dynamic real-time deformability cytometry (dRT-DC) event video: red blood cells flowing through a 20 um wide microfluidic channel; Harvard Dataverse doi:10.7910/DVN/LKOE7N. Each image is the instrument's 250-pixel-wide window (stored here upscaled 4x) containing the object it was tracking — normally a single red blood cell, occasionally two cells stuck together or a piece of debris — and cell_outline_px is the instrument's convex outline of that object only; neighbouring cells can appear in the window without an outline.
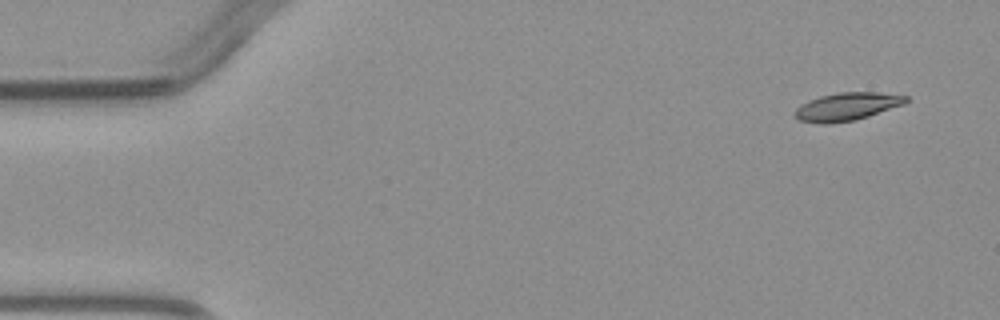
{"species": "common noctule bat (a hibernating species)", "species_latin": "Nyctalus noctula", "temperature_condition": "warm", "stored_images_in_passage": 4, "camera_frame_rate_fps": 3000, "um_per_image_px": 0.085, "animal": {"sex": "male", "body_mass_g": 23.1, "forearm_length_mm": 52.7}, "frame": {"image": 1, "passage_image": 1, "time_ms": 0.0, "image_size_px": [1000, 320], "cell_outline_px": [[908, 100], [904, 104], [868, 116], [852, 120], [828, 124], [824, 124], [800, 120], [792, 112], [800, 104], [808, 100], [820, 96], [836, 92], [880, 92], [908, 96]], "centroid_in_image_um": [71.97, 9.04], "position_along_channel_um": 13.0, "area_um2": 18.03}}
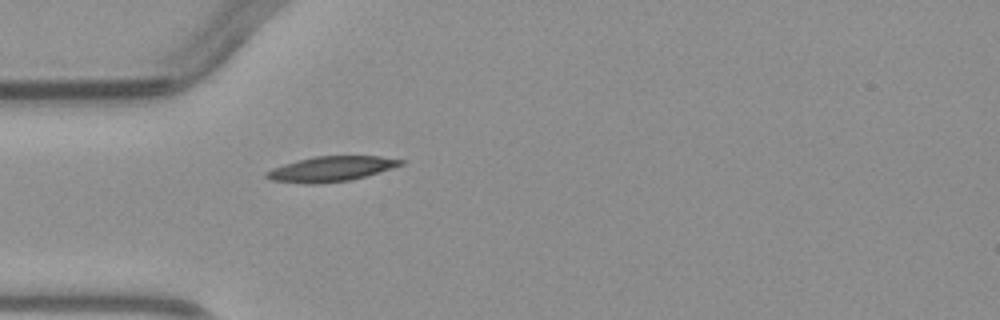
{"frame": {"image": 2, "passage_image": 4, "time_ms": 3.667, "image_size_px": [1000, 320], "cell_outline_px": [[404, 164], [392, 168], [364, 176], [348, 180], [316, 184], [308, 184], [272, 180], [264, 176], [264, 172], [272, 168], [284, 164], [316, 156], [380, 156], [404, 160]], "centroid_in_image_um": [28.12, 14.35], "position_along_channel_um": 56.9, "area_um2": 19.36}}